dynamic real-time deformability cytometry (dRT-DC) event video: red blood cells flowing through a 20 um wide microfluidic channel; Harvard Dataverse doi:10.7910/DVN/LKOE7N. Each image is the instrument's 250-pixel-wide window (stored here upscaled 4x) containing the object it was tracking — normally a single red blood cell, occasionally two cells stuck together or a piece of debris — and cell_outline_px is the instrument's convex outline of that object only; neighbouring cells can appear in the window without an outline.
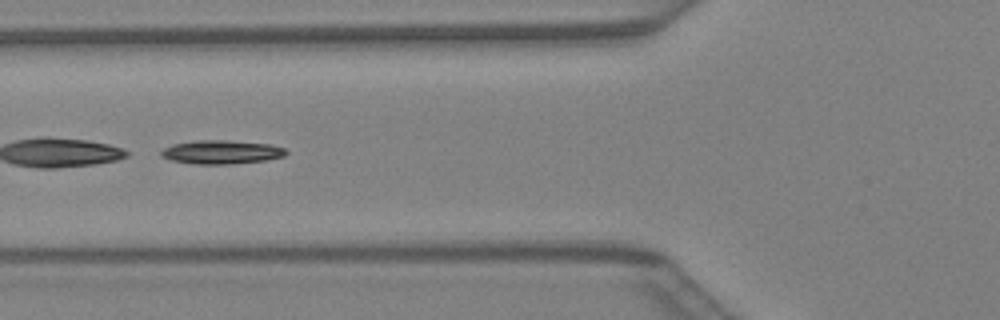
{"species": "Egyptian fruit bat (a non-hibernating species)", "species_latin": "Rousettus aegyptiacus", "temperature_condition": "warm", "stored_images_in_passage": 38, "segment_of_instrument_passage": [2, 2], "camera_frame_rate_fps": 3000, "um_per_image_px": 0.085, "animal": {"sex": "female"}, "frame": {"image": 1, "passage_image": 13, "time_ms": 4.0, "image_size_px": [1000, 320], "cell_outline_px": [[288, 152], [284, 156], [264, 160], [228, 164], [196, 164], [172, 160], [160, 156], [160, 152], [164, 148], [172, 144], [196, 140], [228, 140], [272, 144], [284, 148]], "centroid_in_image_um": [18.81, 12.91], "position_along_channel_um": 107.0, "area_um2": 17.22}}
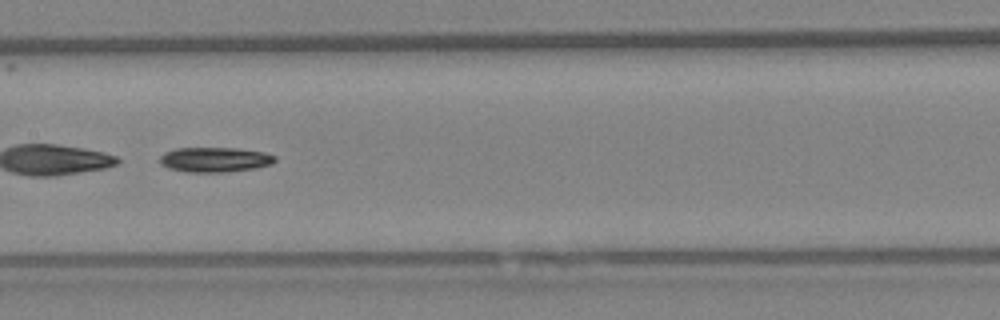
{"frame": {"image": 2, "passage_image": 18, "time_ms": 5.667, "image_size_px": [1000, 320], "cell_outline_px": [[276, 160], [272, 164], [256, 168], [224, 172], [188, 172], [168, 168], [160, 164], [160, 156], [164, 152], [176, 148], [236, 148], [264, 152], [276, 156]], "centroid_in_image_um": [18.26, 13.56], "position_along_channel_um": 189.1, "area_um2": 16.76}}
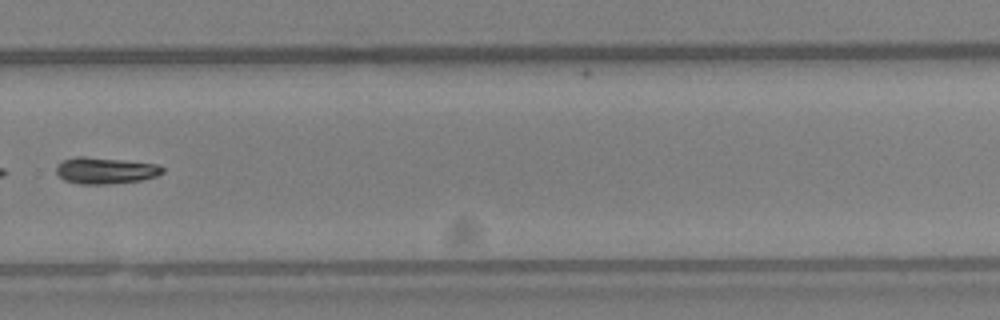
{"frame": {"image": 3, "passage_image": 26, "time_ms": 8.333, "image_size_px": [1000, 320], "cell_outline_px": [[164, 172], [156, 176], [140, 180], [108, 184], [80, 184], [64, 180], [56, 172], [56, 164], [64, 160], [76, 156], [84, 156], [156, 164], [164, 168]], "centroid_in_image_um": [8.92, 14.5], "position_along_channel_um": 320.9, "area_um2": 16.24}}